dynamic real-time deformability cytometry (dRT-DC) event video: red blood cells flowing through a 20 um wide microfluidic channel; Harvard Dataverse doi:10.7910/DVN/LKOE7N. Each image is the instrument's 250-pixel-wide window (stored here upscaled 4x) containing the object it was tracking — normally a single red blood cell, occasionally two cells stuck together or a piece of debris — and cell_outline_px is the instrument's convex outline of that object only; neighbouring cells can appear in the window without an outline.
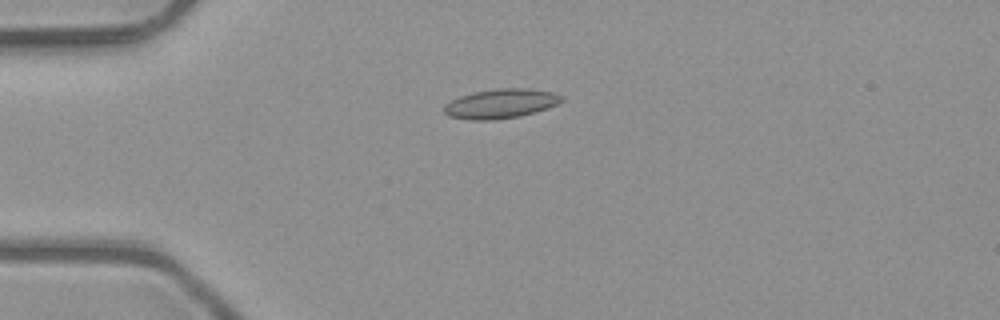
{"species": "common noctule bat (a hibernating species)", "species_latin": "Nyctalus noctula", "temperature_condition": "room temperature", "stored_images_in_passage": 7, "camera_frame_rate_fps": 3000, "um_per_image_px": 0.085, "animal": {"sex": "male", "body_mass_g": 23.1, "forearm_length_mm": 52.7}, "frame": {"image": 1, "passage_image": 4, "time_ms": 1.0, "image_size_px": [1000, 320], "cell_outline_px": [[564, 100], [548, 108], [520, 116], [496, 120], [468, 120], [448, 116], [444, 112], [444, 104], [460, 96], [476, 92], [496, 88], [528, 88], [552, 92], [564, 96]], "centroid_in_image_um": [42.57, 8.81], "position_along_channel_um": 42.4, "area_um2": 20.23}}
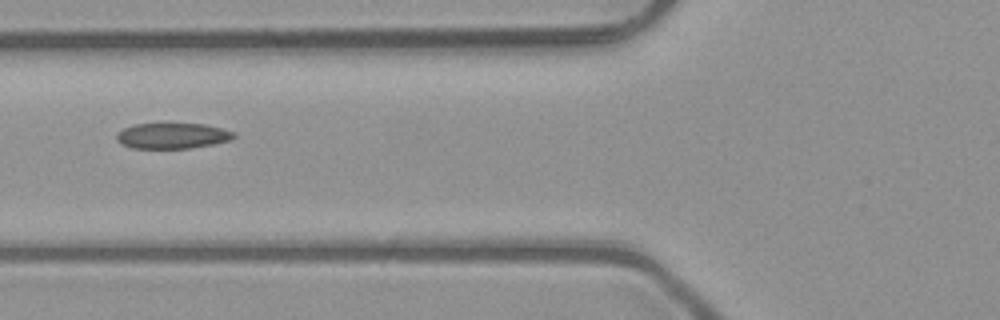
{"frame": {"image": 2, "passage_image": 6, "time_ms": 1.667, "image_size_px": [1000, 320], "cell_outline_px": [[236, 136], [232, 140], [212, 144], [188, 148], [132, 148], [120, 144], [116, 140], [116, 136], [124, 128], [132, 124], [204, 124], [236, 132]], "centroid_in_image_um": [14.66, 11.54], "position_along_channel_um": 111.1, "area_um2": 17.46}}
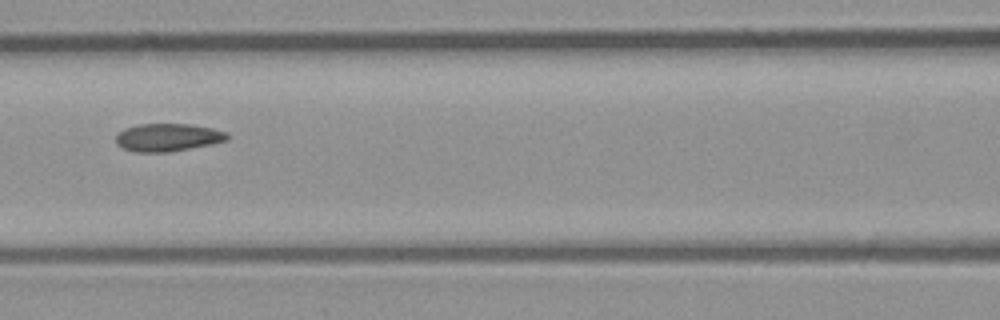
{"frame": {"image": 3, "passage_image": 7, "time_ms": 2.0, "image_size_px": [1000, 320], "cell_outline_px": [[228, 140], [212, 144], [168, 152], [136, 152], [124, 148], [116, 144], [116, 136], [124, 128], [140, 124], [192, 124], [212, 128], [228, 132]], "centroid_in_image_um": [14.28, 11.67], "position_along_channel_um": 152.3, "area_um2": 18.03}}